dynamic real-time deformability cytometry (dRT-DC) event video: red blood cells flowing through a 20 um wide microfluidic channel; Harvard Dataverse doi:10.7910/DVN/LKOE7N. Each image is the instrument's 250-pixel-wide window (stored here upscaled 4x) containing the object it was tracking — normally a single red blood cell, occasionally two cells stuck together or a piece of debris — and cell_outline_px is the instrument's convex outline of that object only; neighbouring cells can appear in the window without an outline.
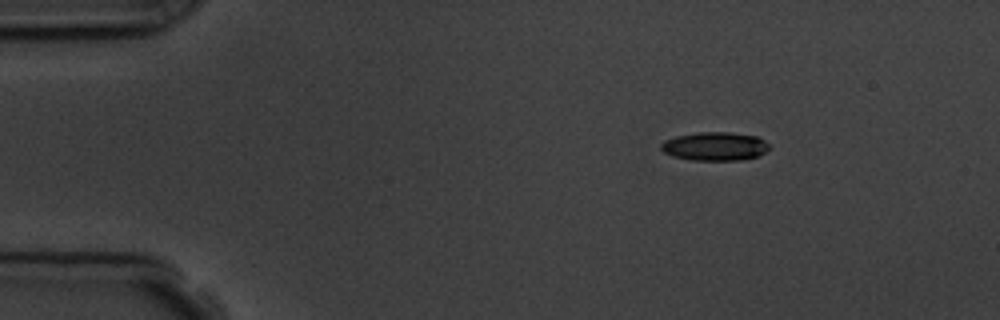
{"species": "common noctule bat (a hibernating species)", "species_latin": "Nyctalus noctula", "temperature_condition": "room temperature", "stored_images_in_passage": 4, "camera_frame_rate_fps": 3000, "um_per_image_px": 0.085, "animal": {"sex": "male", "body_mass_g": 19.5, "forearm_length_mm": 54.6}, "frame": {"image": 1, "passage_image": 1, "time_ms": 0.0, "image_size_px": [1000, 320], "cell_outline_px": [[768, 148], [764, 152], [756, 156], [740, 160], [692, 160], [672, 156], [664, 152], [660, 148], [660, 144], [664, 140], [676, 136], [700, 132], [732, 132], [756, 136], [764, 140], [768, 144]], "centroid_in_image_um": [60.73, 12.43], "position_along_channel_um": 24.3, "area_um2": 17.92}}
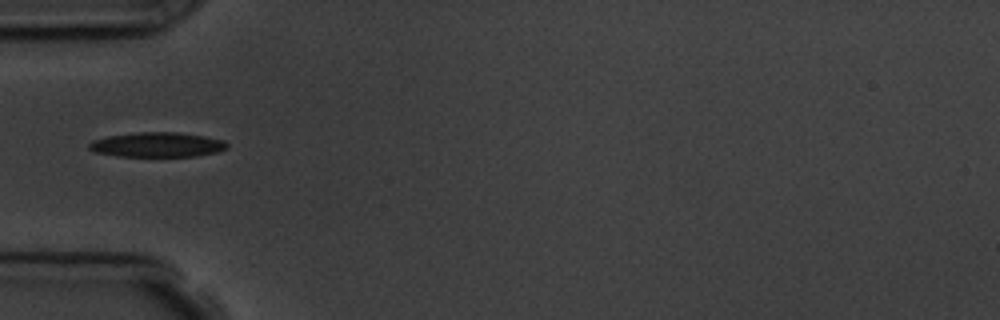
{"frame": {"image": 2, "passage_image": 4, "time_ms": 3.333, "image_size_px": [1000, 320], "cell_outline_px": [[228, 148], [216, 152], [196, 156], [116, 156], [96, 152], [88, 148], [88, 144], [92, 140], [108, 136], [140, 132], [176, 132], [204, 136], [224, 140], [228, 144]], "centroid_in_image_um": [13.37, 12.3], "position_along_channel_um": 71.6, "area_um2": 19.83}}